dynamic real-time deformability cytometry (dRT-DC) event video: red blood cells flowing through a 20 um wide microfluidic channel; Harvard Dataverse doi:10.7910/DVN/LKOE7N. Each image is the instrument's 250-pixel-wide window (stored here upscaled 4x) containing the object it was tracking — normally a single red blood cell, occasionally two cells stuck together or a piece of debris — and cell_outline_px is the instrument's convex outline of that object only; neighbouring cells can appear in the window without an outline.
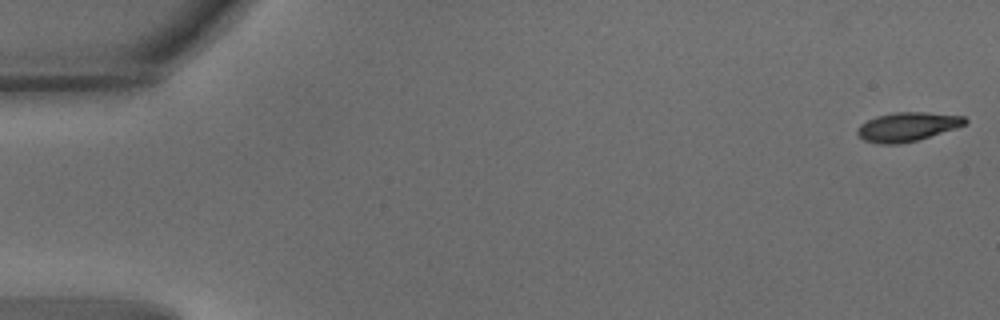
{"species": "common noctule bat (a hibernating species)", "species_latin": "Nyctalus noctula", "temperature_condition": "warm", "stored_images_in_passage": 56, "camera_frame_rate_fps": 3000, "um_per_image_px": 0.085, "animal": {"sex": "male", "body_mass_g": 15.6}, "frame": {"image": 1, "passage_image": 1, "time_ms": 0.0, "image_size_px": [1000, 320], "cell_outline_px": [[968, 124], [956, 128], [916, 140], [900, 144], [880, 144], [864, 140], [856, 132], [856, 128], [860, 124], [876, 116], [896, 112], [928, 112], [964, 116], [968, 120]], "centroid_in_image_um": [77.13, 10.77], "position_along_channel_um": 7.9, "area_um2": 18.21}}
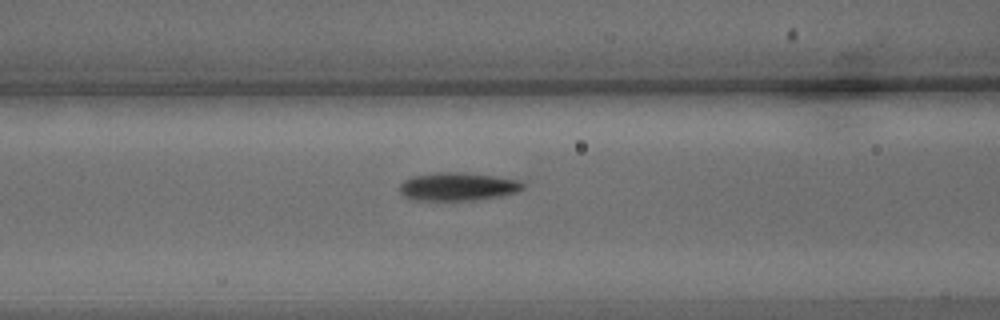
{"frame": {"image": 2, "passage_image": 23, "time_ms": 7.333, "image_size_px": [1000, 320], "cell_outline_px": [[528, 184], [524, 188], [516, 192], [500, 196], [476, 200], [412, 200], [400, 196], [400, 184], [404, 180], [412, 176], [436, 172], [460, 172], [496, 176], [520, 180]], "centroid_in_image_um": [38.91, 15.86], "position_along_channel_um": 127.7, "area_um2": 20.58}}
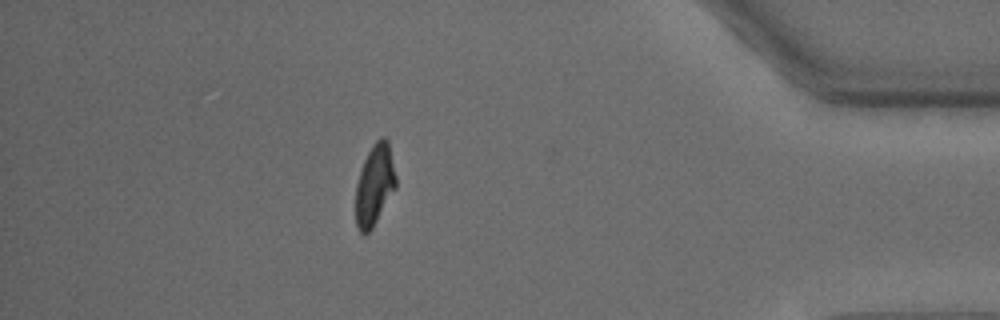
{"frame": {"image": 3, "passage_image": 49, "time_ms": 16.0, "image_size_px": [1000, 320], "cell_outline_px": [[396, 188], [372, 228], [364, 236], [356, 228], [356, 184], [364, 160], [372, 144], [380, 136], [384, 136], [388, 140], [396, 176]], "centroid_in_image_um": [31.84, 15.71], "position_along_channel_um": 403.4, "area_um2": 19.02}, "authors_computed_cell_mechanics": {"area_um2": 19.5653, "velocity_mm_per_s": 3.6559, "shape_relaxation_time_tau1_ms": 3.0476, "shape_relaxation_time_tau2_ms": 2.1488, "deformation_change_tau1": 0.1647, "deformation_change_tau2": 0.0862}}